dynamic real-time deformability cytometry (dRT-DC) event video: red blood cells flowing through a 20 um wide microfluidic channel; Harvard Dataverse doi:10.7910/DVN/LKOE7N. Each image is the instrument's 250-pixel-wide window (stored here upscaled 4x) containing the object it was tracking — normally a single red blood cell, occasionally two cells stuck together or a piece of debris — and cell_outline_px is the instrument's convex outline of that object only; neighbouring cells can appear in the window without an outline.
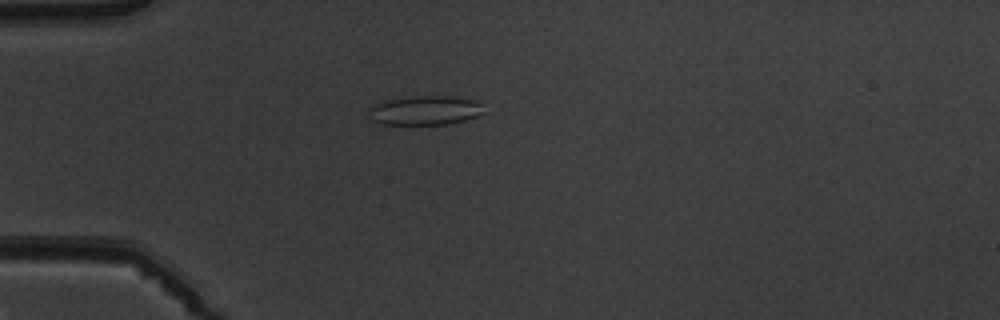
{"species": "common noctule bat (a hibernating species)", "species_latin": "Nyctalus noctula", "temperature_condition": "warm", "stored_images_in_passage": 2, "camera_frame_rate_fps": 3000, "um_per_image_px": 0.085, "animal": {"sex": "male", "body_mass_g": 19.5, "forearm_length_mm": 54.6}, "frame": {"image": 1, "passage_image": 2, "time_ms": 1.333, "image_size_px": [1000, 320], "cell_outline_px": [[484, 112], [476, 116], [464, 120], [448, 124], [380, 124], [372, 120], [368, 116], [368, 108], [372, 104], [380, 100], [412, 96], [452, 96], [480, 100]], "centroid_in_image_um": [36.08, 9.36], "position_along_channel_um": 48.9, "area_um2": 20.06}}